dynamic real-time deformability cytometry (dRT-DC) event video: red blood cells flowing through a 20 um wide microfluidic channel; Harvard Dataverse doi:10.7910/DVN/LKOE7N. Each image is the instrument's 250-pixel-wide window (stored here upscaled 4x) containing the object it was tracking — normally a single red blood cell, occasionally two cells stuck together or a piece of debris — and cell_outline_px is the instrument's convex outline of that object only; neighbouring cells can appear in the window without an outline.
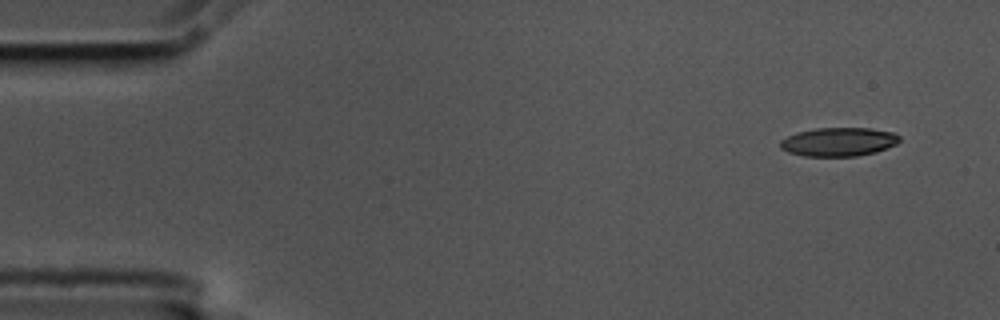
{"species": "common noctule bat (a hibernating species)", "species_latin": "Nyctalus noctula", "temperature_condition": "cold", "stored_images_in_passage": 4, "camera_frame_rate_fps": 3000, "um_per_image_px": 0.085, "animal": {"sex": "male", "body_mass_g": 17.5, "forearm_length_mm": 52.3}, "frame": {"image": 1, "passage_image": 1, "time_ms": 0.0, "image_size_px": [1000, 320], "cell_outline_px": [[900, 140], [896, 144], [876, 152], [856, 156], [804, 156], [788, 152], [780, 148], [780, 140], [796, 132], [816, 128], [872, 128], [892, 132], [900, 136]], "centroid_in_image_um": [71.28, 12.05], "position_along_channel_um": 13.7, "area_um2": 20.0}}
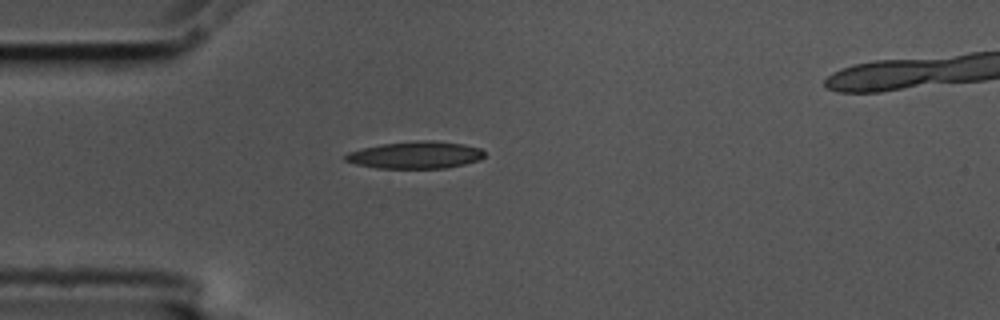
{"frame": {"image": 2, "passage_image": 3, "time_ms": 0.667, "image_size_px": [1000, 320], "cell_outline_px": [[484, 156], [480, 160], [464, 164], [444, 168], [376, 168], [356, 164], [344, 160], [344, 156], [348, 152], [380, 144], [420, 140], [432, 140], [464, 144], [480, 148], [484, 152]], "centroid_in_image_um": [35.32, 13.17], "position_along_channel_um": 49.7, "area_um2": 21.96}}